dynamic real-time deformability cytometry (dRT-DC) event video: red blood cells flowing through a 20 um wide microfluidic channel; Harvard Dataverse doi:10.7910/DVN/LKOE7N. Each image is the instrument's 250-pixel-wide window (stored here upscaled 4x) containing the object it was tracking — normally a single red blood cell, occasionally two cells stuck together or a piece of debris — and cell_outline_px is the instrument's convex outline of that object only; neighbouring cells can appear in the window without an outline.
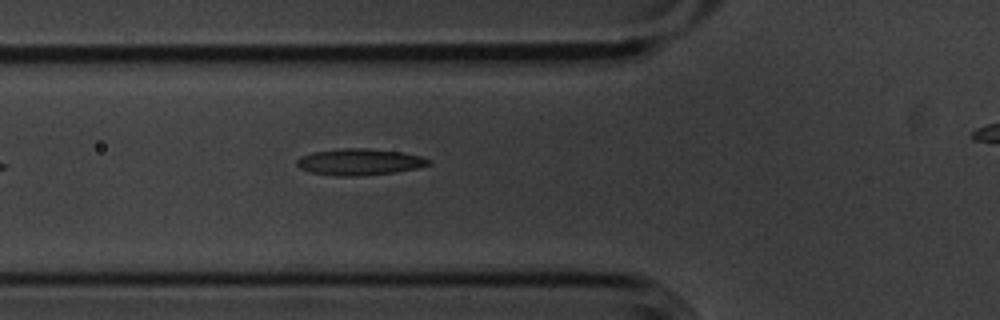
{"species": "common noctule bat (a hibernating species)", "species_latin": "Nyctalus noctula", "temperature_condition": "cold", "stored_images_in_passage": 6, "segment_of_instrument_passage": [1, 2], "camera_frame_rate_fps": 3000, "um_per_image_px": 0.085, "animal": {"sex": "male", "body_mass_g": 20.1, "forearm_length_mm": 53.5}, "frame": {"image": 1, "passage_image": 5, "time_ms": 1.333, "image_size_px": [1000, 320], "cell_outline_px": [[432, 164], [420, 168], [396, 172], [356, 176], [332, 176], [312, 172], [300, 168], [296, 164], [296, 160], [300, 156], [312, 152], [340, 148], [368, 148], [400, 152], [420, 156], [432, 160]], "centroid_in_image_um": [30.57, 13.76], "position_along_channel_um": 95.2, "area_um2": 20.52}}